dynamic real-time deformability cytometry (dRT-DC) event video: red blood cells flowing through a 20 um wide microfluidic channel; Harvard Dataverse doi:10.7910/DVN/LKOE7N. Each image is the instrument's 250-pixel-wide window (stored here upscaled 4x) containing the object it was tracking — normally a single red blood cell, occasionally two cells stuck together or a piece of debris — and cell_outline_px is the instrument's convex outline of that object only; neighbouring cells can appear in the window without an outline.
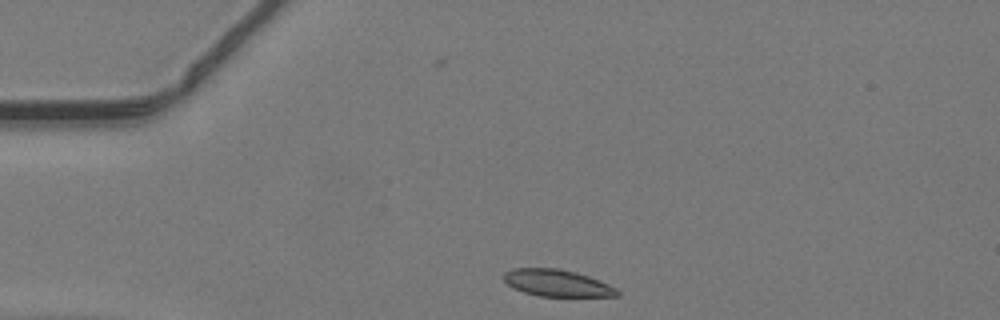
{"species": "common noctule bat (a hibernating species)", "species_latin": "Nyctalus noctula", "temperature_condition": "warm", "stored_images_in_passage": 38, "camera_frame_rate_fps": 3000, "um_per_image_px": 0.085, "animal": {"sex": "male", "body_mass_g": 19.2, "forearm_length_mm": 51.8}, "frame": {"image": 1, "passage_image": 1, "time_ms": 0.0, "image_size_px": [1000, 320], "cell_outline_px": [[620, 296], [540, 296], [524, 292], [512, 288], [504, 280], [504, 272], [512, 268], [556, 268], [576, 272], [588, 276], [608, 284], [616, 288], [620, 292]], "centroid_in_image_um": [47.34, 24.05], "position_along_channel_um": 37.7, "area_um2": 17.69}}
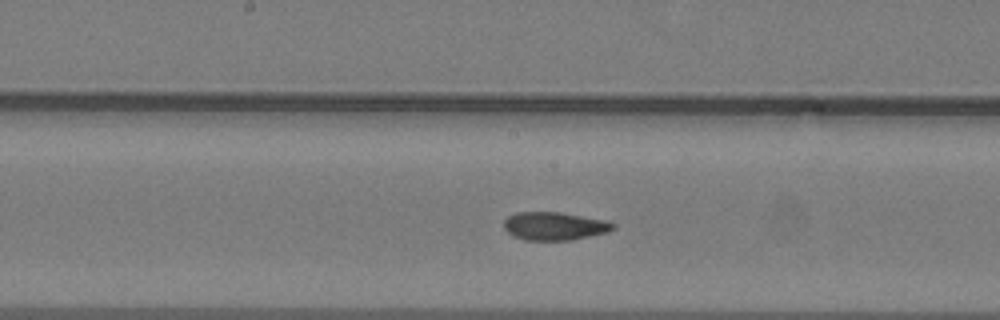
{"frame": {"image": 2, "passage_image": 15, "time_ms": 4.667, "image_size_px": [1000, 320], "cell_outline_px": [[616, 228], [608, 232], [572, 240], [524, 240], [512, 236], [504, 228], [504, 220], [508, 216], [516, 212], [560, 212], [608, 220], [616, 224]], "centroid_in_image_um": [47.15, 19.21], "position_along_channel_um": 201.0, "area_um2": 18.15}}
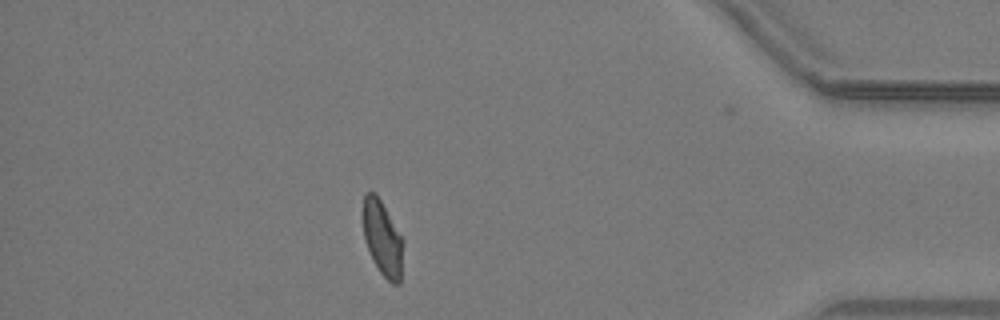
{"frame": {"image": 3, "passage_image": 32, "time_ms": 10.333, "image_size_px": [1000, 320], "cell_outline_px": [[404, 240], [400, 284], [392, 284], [380, 272], [364, 240], [364, 196], [368, 192], [376, 192]], "centroid_in_image_um": [32.55, 20.27], "position_along_channel_um": 402.7, "area_um2": 17.28}}